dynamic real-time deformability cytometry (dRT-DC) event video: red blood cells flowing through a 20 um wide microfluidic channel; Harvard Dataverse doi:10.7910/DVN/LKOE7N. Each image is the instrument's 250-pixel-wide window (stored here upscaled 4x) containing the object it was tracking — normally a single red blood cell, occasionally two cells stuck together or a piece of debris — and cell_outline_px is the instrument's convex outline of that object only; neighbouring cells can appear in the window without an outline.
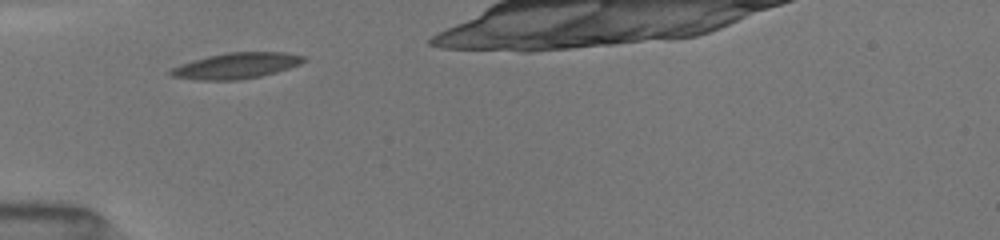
{"species": "common noctule bat (a hibernating species)", "species_latin": "Nyctalus noctula", "temperature_condition": "room temperature", "stored_images_in_passage": 9, "camera_frame_rate_fps": 3000, "um_per_image_px": 0.085, "animal": {"sex": "female", "body_mass_g": 19.5, "forearm_length_mm": 54.1}, "frame": {"image": 1, "passage_image": 1, "time_ms": 0.0, "image_size_px": [1000, 240], "cell_outline_px": [[308, 56], [300, 64], [276, 72], [260, 76], [236, 80], [196, 80], [172, 76], [168, 72], [172, 68], [180, 64], [192, 60], [208, 56], [228, 52], [284, 52]], "centroid_in_image_um": [20.08, 5.58], "position_along_channel_um": 64.9, "area_um2": 20.0}}
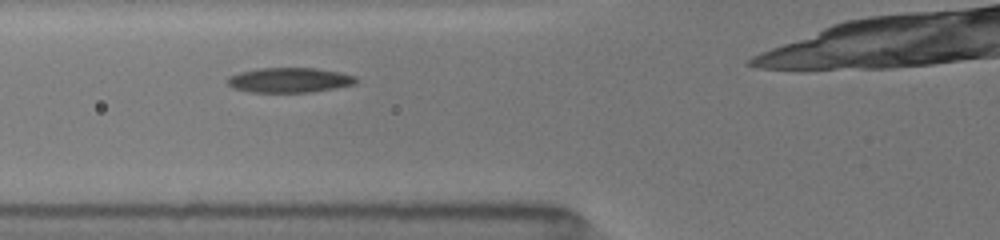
{"frame": {"image": 2, "passage_image": 8, "time_ms": 1.0, "image_size_px": [1000, 240], "cell_outline_px": [[360, 80], [356, 84], [336, 88], [312, 92], [252, 92], [232, 88], [224, 80], [228, 76], [240, 72], [260, 68], [316, 68], [340, 72], [356, 76]], "centroid_in_image_um": [24.62, 6.81], "position_along_channel_um": 101.2, "area_um2": 18.9}}